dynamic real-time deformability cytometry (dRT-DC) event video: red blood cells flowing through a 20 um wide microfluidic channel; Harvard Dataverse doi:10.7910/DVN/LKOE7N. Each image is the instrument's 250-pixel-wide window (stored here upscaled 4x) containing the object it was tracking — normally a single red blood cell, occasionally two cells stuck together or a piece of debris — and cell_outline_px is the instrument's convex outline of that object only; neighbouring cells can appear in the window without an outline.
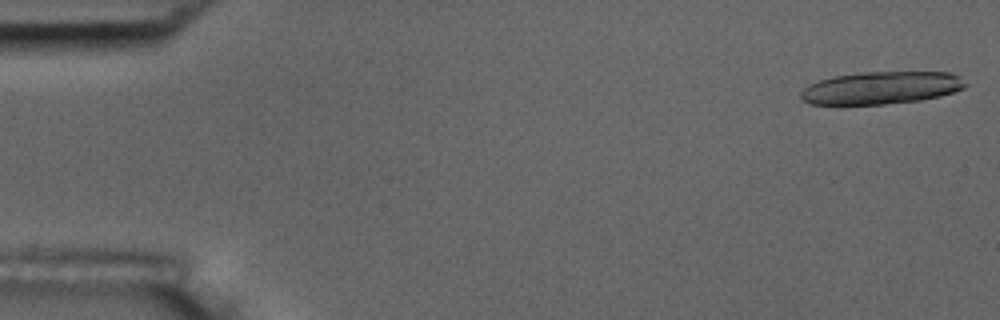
{"species": "common noctule bat (a hibernating species)", "species_latin": "Nyctalus noctula", "temperature_condition": "room temperature", "stored_images_in_passage": 15, "camera_frame_rate_fps": 3000, "um_per_image_px": 0.085, "animal": {"sex": "male", "body_mass_g": 17.5, "forearm_length_mm": 52.3}, "frame": {"image": 1, "passage_image": 1, "time_ms": 0.0, "image_size_px": [1000, 320], "cell_outline_px": [[968, 84], [964, 88], [940, 96], [920, 100], [884, 104], [808, 104], [800, 96], [800, 92], [808, 84], [832, 76], [864, 72], [952, 72], [960, 76]], "centroid_in_image_um": [74.92, 7.46], "position_along_channel_um": 10.1, "area_um2": 31.27}}
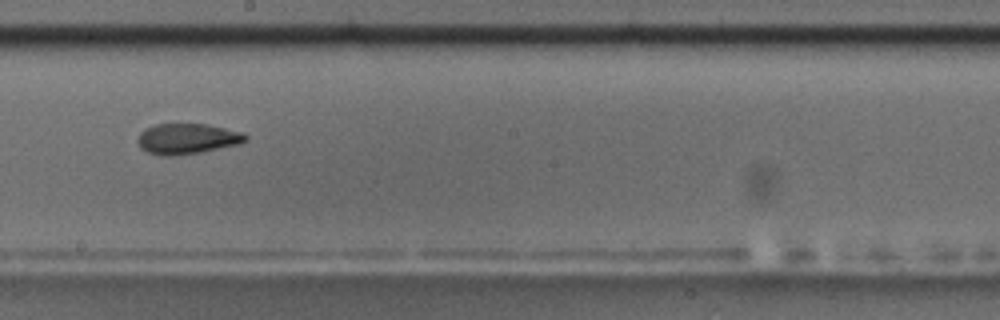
{"frame": {"image": 2, "passage_image": 9, "time_ms": 10.0, "image_size_px": [1000, 320], "cell_outline_px": [[248, 140], [240, 144], [200, 152], [172, 156], [160, 156], [148, 152], [140, 148], [136, 140], [140, 132], [144, 128], [156, 124], [204, 124], [244, 132], [248, 136]], "centroid_in_image_um": [15.9, 11.8], "position_along_channel_um": 232.3, "area_um2": 19.36}, "authors_computed_cell_mechanics": {"area_um2": 19.7098, "velocity_mm_per_s": 3.6813, "shape_relaxation_time_tau1_ms": null, "shape_relaxation_time_tau2_ms": 1.598, "deformation_change_tau1": null, "deformation_change_tau2": 0.074}}